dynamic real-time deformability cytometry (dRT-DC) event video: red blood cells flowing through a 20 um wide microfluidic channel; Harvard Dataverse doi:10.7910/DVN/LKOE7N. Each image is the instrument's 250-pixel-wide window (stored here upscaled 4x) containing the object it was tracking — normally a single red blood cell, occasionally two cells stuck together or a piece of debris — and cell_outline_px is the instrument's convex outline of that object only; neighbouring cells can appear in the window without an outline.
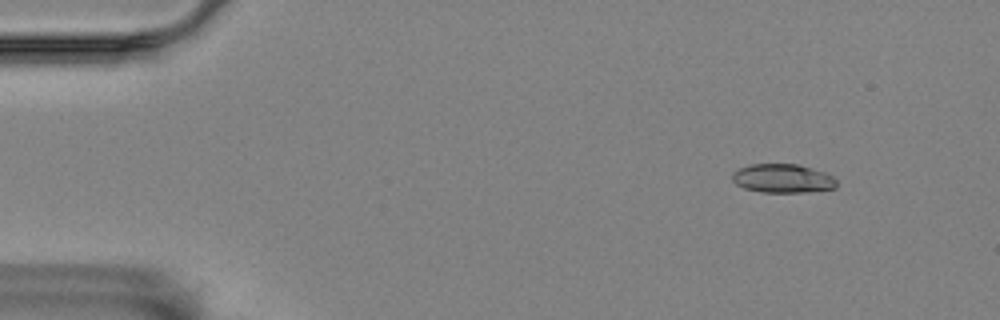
{"species": "Egyptian fruit bat (a non-hibernating species)", "species_latin": "Rousettus aegyptiacus", "temperature_condition": "room temperature", "stored_images_in_passage": 5, "camera_frame_rate_fps": 3000, "um_per_image_px": 0.085, "animal": {"sex": "female"}, "frame": {"image": 1, "passage_image": 2, "time_ms": 0.333, "image_size_px": [1000, 320], "cell_outline_px": [[836, 188], [804, 192], [760, 192], [744, 188], [736, 184], [732, 180], [732, 172], [740, 168], [752, 164], [796, 164], [824, 172], [832, 176], [836, 180]], "centroid_in_image_um": [66.5, 15.17], "position_along_channel_um": 18.5, "area_um2": 17.4}}
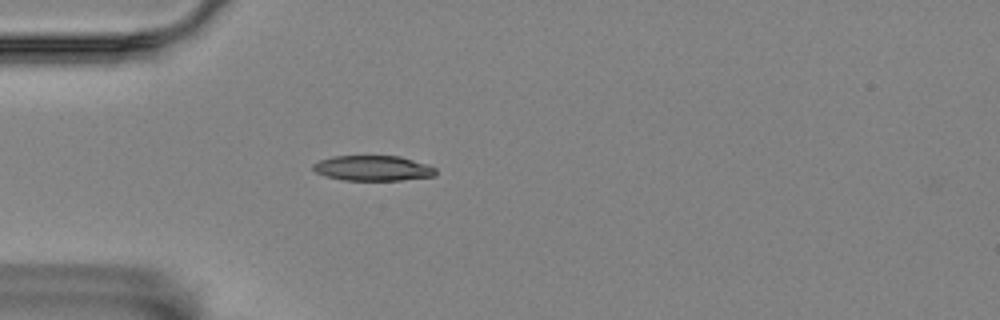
{"frame": {"image": 2, "passage_image": 5, "time_ms": 1.333, "image_size_px": [1000, 320], "cell_outline_px": [[436, 176], [400, 180], [344, 180], [328, 176], [316, 172], [312, 168], [312, 164], [320, 160], [332, 156], [400, 156], [428, 164], [436, 168]], "centroid_in_image_um": [31.73, 14.29], "position_along_channel_um": 53.3, "area_um2": 18.03}}